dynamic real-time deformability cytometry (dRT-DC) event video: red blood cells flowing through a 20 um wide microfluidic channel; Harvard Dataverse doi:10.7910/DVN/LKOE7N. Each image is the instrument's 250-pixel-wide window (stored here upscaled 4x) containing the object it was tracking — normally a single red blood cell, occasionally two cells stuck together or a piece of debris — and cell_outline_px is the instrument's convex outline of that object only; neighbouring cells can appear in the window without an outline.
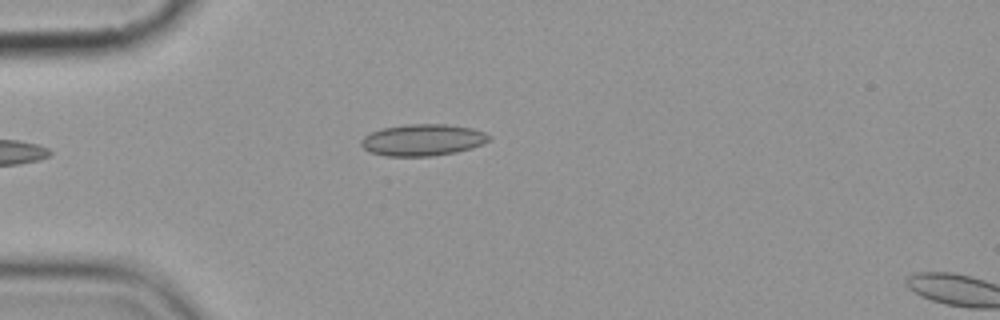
{"species": "common noctule bat (a hibernating species)", "species_latin": "Nyctalus noctula", "temperature_condition": "cold", "stored_images_in_passage": 12, "camera_frame_rate_fps": 3000, "um_per_image_px": 0.085, "animal": {"sex": "female", "body_mass_g": 19.9}, "frame": {"image": 1, "passage_image": 1, "time_ms": 0.0, "image_size_px": [1000, 320], "cell_outline_px": [[492, 136], [488, 140], [472, 148], [456, 152], [432, 156], [384, 156], [368, 152], [360, 144], [360, 140], [364, 136], [372, 132], [384, 128], [404, 124], [448, 124], [472, 128], [484, 132]], "centroid_in_image_um": [35.91, 11.9], "position_along_channel_um": 49.1, "area_um2": 23.64}}
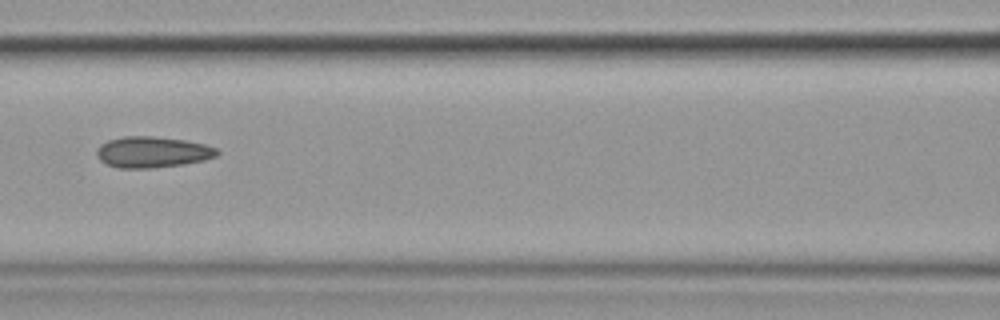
{"frame": {"image": 2, "passage_image": 4, "time_ms": 3.333, "image_size_px": [1000, 320], "cell_outline_px": [[220, 152], [216, 156], [204, 160], [184, 164], [152, 168], [116, 168], [100, 160], [96, 156], [96, 148], [100, 144], [108, 140], [124, 136], [152, 136], [184, 140], [204, 144], [216, 148]], "centroid_in_image_um": [12.93, 12.93], "position_along_channel_um": 153.7, "area_um2": 21.85}}
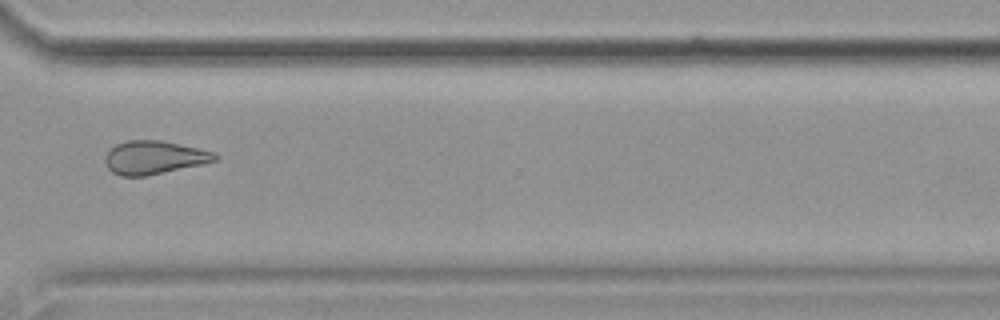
{"frame": {"image": 3, "passage_image": 9, "time_ms": 9.0, "image_size_px": [1000, 320], "cell_outline_px": [[220, 156], [216, 160], [200, 164], [144, 176], [120, 176], [112, 172], [108, 168], [104, 160], [104, 156], [116, 144], [128, 140], [160, 140], [216, 152]], "centroid_in_image_um": [13.08, 13.38], "position_along_channel_um": 357.5, "area_um2": 21.1}, "authors_computed_cell_mechanics": {"area_um2": 22.2241, "velocity_mm_per_s": 3.5992, "shape_relaxation_time_tau1_ms": null, "shape_relaxation_time_tau2_ms": 3.3304, "deformation_change_tau1": null, "deformation_change_tau2": 0.0893}}